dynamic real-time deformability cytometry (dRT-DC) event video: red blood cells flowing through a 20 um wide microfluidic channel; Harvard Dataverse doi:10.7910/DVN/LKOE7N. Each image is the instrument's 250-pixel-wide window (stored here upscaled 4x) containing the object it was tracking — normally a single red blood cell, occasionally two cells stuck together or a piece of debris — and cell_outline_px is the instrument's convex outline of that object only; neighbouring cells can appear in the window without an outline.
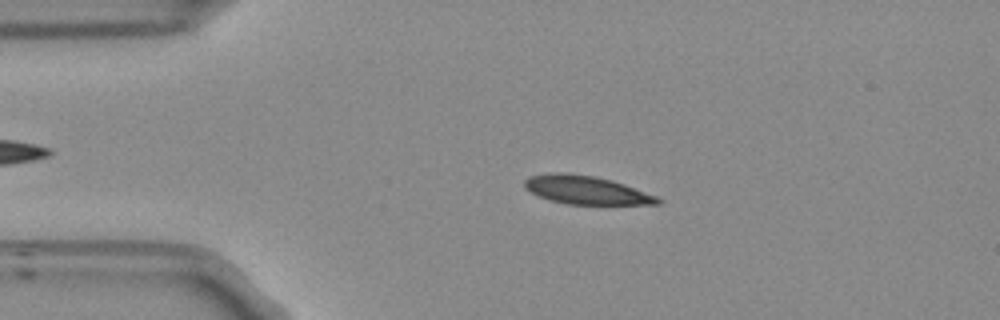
{"species": "Egyptian fruit bat (a non-hibernating species)", "species_latin": "Rousettus aegyptiacus", "temperature_condition": "room temperature", "stored_images_in_passage": 52, "camera_frame_rate_fps": 3000, "um_per_image_px": 0.085, "frame": {"image": 1, "passage_image": 10, "time_ms": 3.0, "image_size_px": [1000, 320], "cell_outline_px": [[664, 200], [660, 204], [568, 204], [548, 200], [524, 188], [524, 180], [528, 176], [556, 172], [560, 172], [596, 176], [612, 180], [624, 184], [656, 196]], "centroid_in_image_um": [49.81, 16.15], "position_along_channel_um": 35.2, "area_um2": 21.96}}
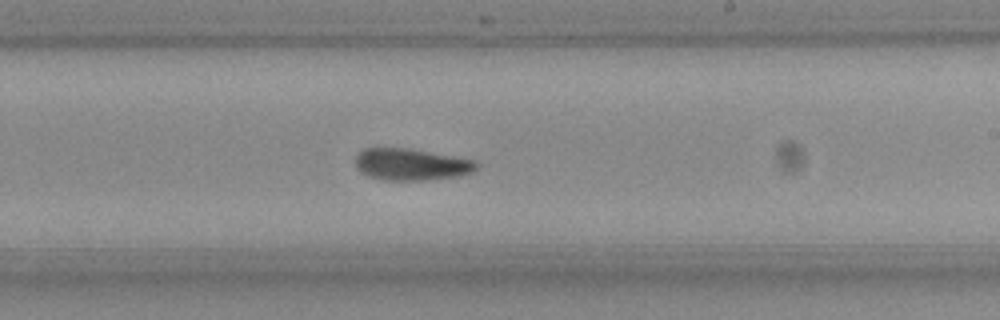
{"frame": {"image": 2, "passage_image": 30, "time_ms": 9.667, "image_size_px": [1000, 320], "cell_outline_px": [[480, 164], [472, 172], [460, 176], [424, 180], [384, 180], [368, 176], [360, 172], [356, 168], [356, 156], [364, 148], [408, 148], [456, 156], [476, 160]], "centroid_in_image_um": [34.98, 13.97], "position_along_channel_um": 254.0, "area_um2": 22.6}}
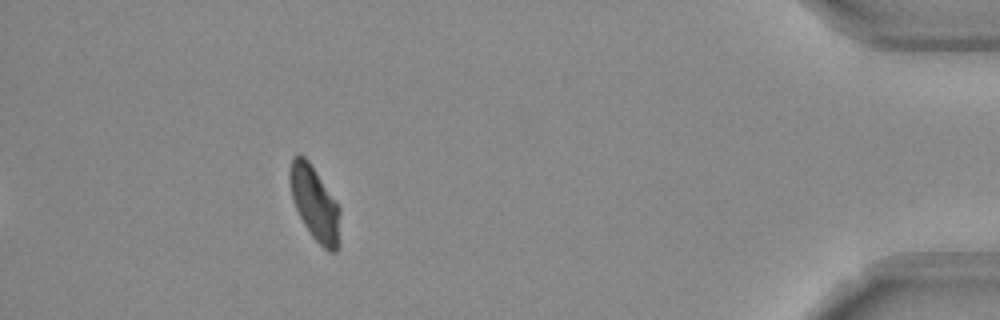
{"frame": {"image": 3, "passage_image": 47, "time_ms": 15.333, "image_size_px": [1000, 320], "cell_outline_px": [[340, 212], [336, 252], [328, 252], [312, 236], [304, 224], [296, 208], [292, 196], [288, 176], [288, 172], [292, 156], [304, 156], [308, 160], [336, 200], [340, 208]], "centroid_in_image_um": [26.73, 17.25], "position_along_channel_um": 408.5, "area_um2": 21.33}, "authors_computed_cell_mechanics": {"area_um2": 22.4842, "velocity_mm_per_s": 3.7742, "shape_relaxation_time_tau1_ms": 5.5054, "shape_relaxation_time_tau2_ms": 7.8092, "deformation_change_tau1": 0.18, "deformation_change_tau2": 0.1391}}